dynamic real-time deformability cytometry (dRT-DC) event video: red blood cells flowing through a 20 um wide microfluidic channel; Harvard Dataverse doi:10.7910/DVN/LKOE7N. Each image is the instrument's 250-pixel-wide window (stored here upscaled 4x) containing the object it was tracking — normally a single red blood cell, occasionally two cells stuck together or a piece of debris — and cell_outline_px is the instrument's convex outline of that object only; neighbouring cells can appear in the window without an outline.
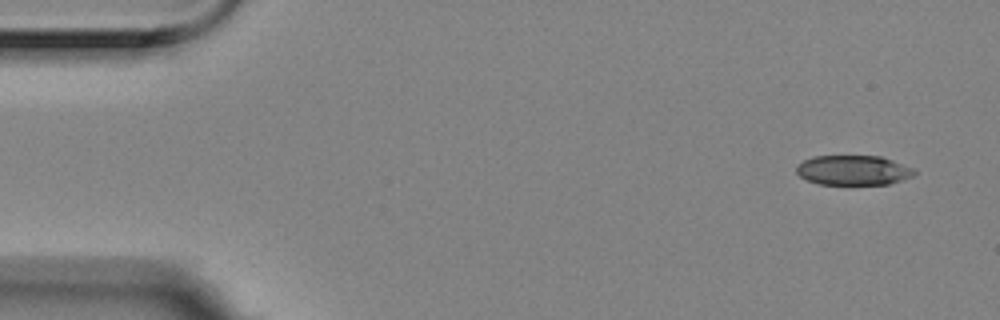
{"species": "Egyptian fruit bat (a non-hibernating species)", "species_latin": "Rousettus aegyptiacus", "temperature_condition": "room temperature", "stored_images_in_passage": 6, "segment_of_instrument_passage": [1, 2], "camera_frame_rate_fps": 3000, "um_per_image_px": 0.085, "animal": {"sex": "female"}, "frame": {"image": 1, "passage_image": 1, "time_ms": 0.0, "image_size_px": [1000, 320], "cell_outline_px": [[916, 172], [912, 176], [888, 184], [820, 184], [808, 180], [800, 176], [796, 172], [796, 168], [804, 160], [816, 156], [880, 156], [892, 160], [912, 168]], "centroid_in_image_um": [72.52, 14.47], "position_along_channel_um": 12.5, "area_um2": 20.11}}
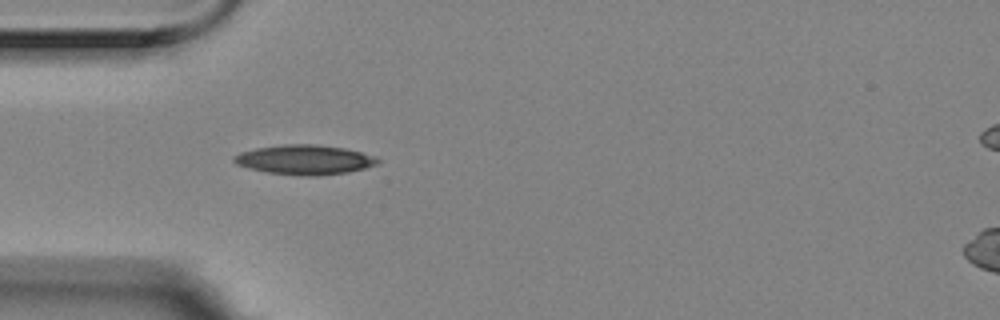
{"frame": {"image": 2, "passage_image": 5, "time_ms": 1.333, "image_size_px": [1000, 320], "cell_outline_px": [[380, 164], [348, 172], [316, 176], [304, 176], [268, 172], [236, 164], [232, 160], [232, 156], [240, 152], [256, 148], [284, 144], [316, 144], [344, 148], [376, 156], [380, 160]], "centroid_in_image_um": [25.92, 13.57], "position_along_channel_um": 59.1, "area_um2": 24.8}}